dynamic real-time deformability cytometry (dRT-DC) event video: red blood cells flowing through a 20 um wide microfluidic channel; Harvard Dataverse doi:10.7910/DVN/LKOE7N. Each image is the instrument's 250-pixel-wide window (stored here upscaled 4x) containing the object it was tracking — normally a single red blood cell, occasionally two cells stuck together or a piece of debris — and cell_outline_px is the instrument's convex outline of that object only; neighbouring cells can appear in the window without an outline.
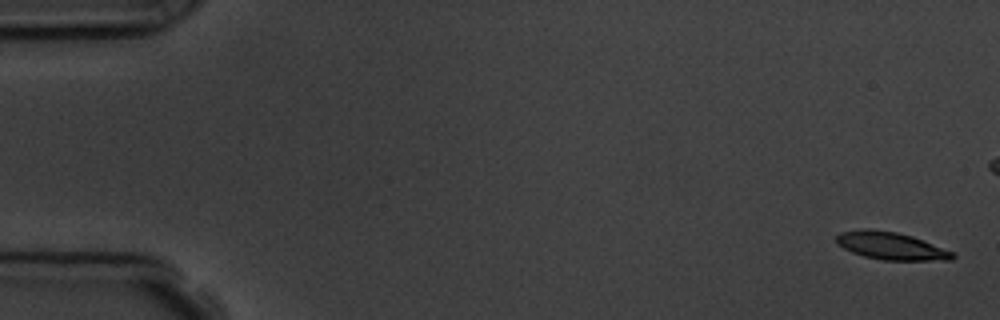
{"species": "common noctule bat (a hibernating species)", "species_latin": "Nyctalus noctula", "temperature_condition": "room temperature", "stored_images_in_passage": 7, "camera_frame_rate_fps": 3000, "um_per_image_px": 0.085, "animal": {"sex": "male", "body_mass_g": 19.5, "forearm_length_mm": 54.6}, "frame": {"image": 1, "passage_image": 1, "time_ms": 0.0, "image_size_px": [1000, 320], "cell_outline_px": [[956, 256], [952, 260], [884, 260], [864, 256], [852, 252], [836, 244], [836, 236], [840, 232], [860, 228], [868, 228], [896, 232], [912, 236], [952, 252]], "centroid_in_image_um": [75.67, 20.89], "position_along_channel_um": 9.3, "area_um2": 18.55}}